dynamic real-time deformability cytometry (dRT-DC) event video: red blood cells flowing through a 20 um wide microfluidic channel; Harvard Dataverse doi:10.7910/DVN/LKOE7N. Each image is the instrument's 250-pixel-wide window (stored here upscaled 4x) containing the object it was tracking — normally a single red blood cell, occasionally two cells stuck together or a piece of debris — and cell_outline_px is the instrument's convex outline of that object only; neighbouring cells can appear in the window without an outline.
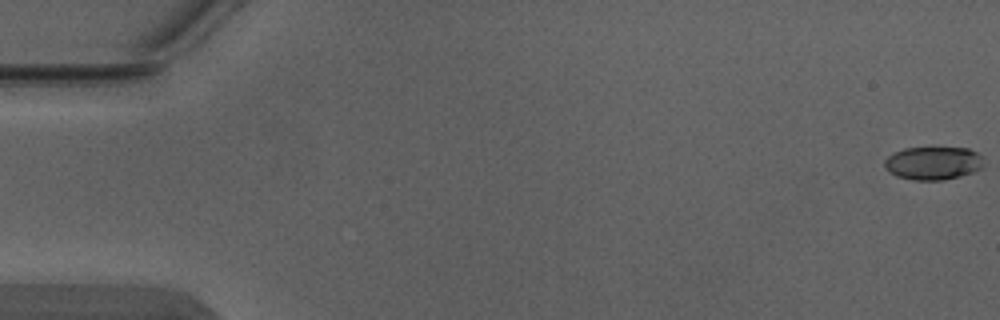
{"species": "Egyptian fruit bat (a non-hibernating species)", "species_latin": "Rousettus aegyptiacus", "temperature_condition": "warm", "stored_images_in_passage": 5, "camera_frame_rate_fps": 3000, "um_per_image_px": 0.085, "animal": {"sex": "male"}, "frame": {"image": 1, "passage_image": 1, "time_ms": 0.0, "image_size_px": [1000, 320], "cell_outline_px": [[980, 168], [972, 172], [960, 176], [944, 180], [912, 180], [896, 176], [888, 172], [884, 168], [884, 160], [888, 156], [904, 148], [968, 148], [976, 152], [980, 156]], "centroid_in_image_um": [79.24, 13.88], "position_along_channel_um": 5.8, "area_um2": 18.96}}
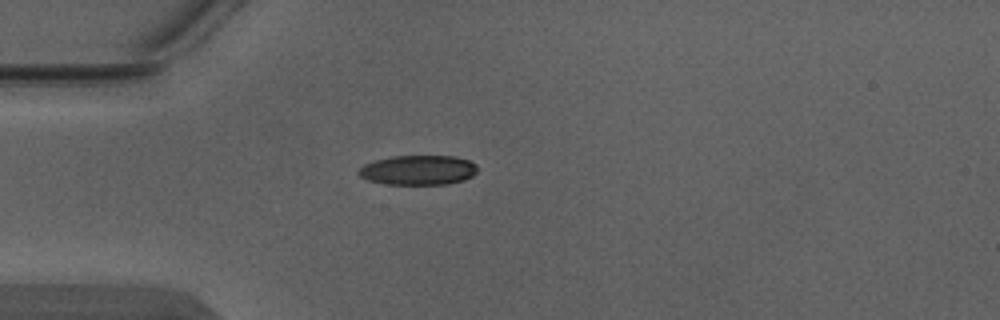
{"frame": {"image": 2, "passage_image": 5, "time_ms": 1.333, "image_size_px": [1000, 320], "cell_outline_px": [[476, 172], [472, 176], [464, 180], [448, 184], [388, 184], [368, 180], [360, 176], [356, 172], [364, 164], [376, 160], [392, 156], [456, 156], [468, 160], [476, 164]], "centroid_in_image_um": [35.55, 14.45], "position_along_channel_um": 49.5, "area_um2": 20.52}}